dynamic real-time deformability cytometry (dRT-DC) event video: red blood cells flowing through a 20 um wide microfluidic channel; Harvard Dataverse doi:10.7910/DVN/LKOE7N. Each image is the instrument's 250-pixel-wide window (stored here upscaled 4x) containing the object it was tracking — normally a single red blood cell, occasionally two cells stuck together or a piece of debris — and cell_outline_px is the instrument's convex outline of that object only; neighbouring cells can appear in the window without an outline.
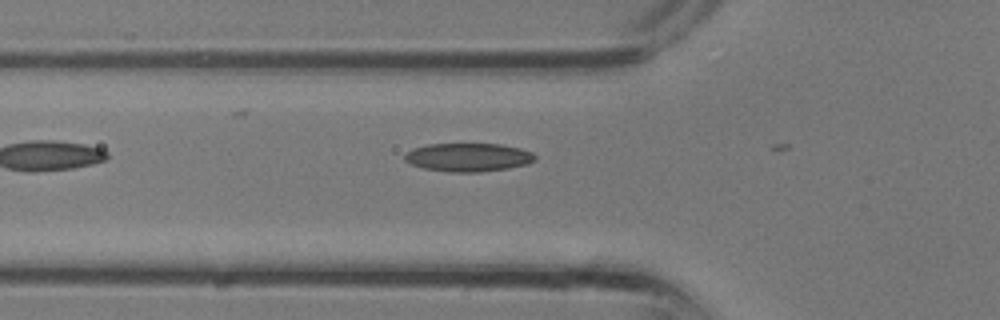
{"species": "common noctule bat (a hibernating species)", "species_latin": "Nyctalus noctula", "temperature_condition": "room temperature", "stored_images_in_passage": 3, "camera_frame_rate_fps": 3000, "um_per_image_px": 0.085, "animal": {"sex": "male", "body_mass_g": 13.3}, "frame": {"image": 1, "passage_image": 3, "time_ms": 0.667, "image_size_px": [1000, 320], "cell_outline_px": [[536, 160], [528, 164], [508, 168], [480, 172], [448, 172], [424, 168], [412, 164], [404, 160], [404, 152], [412, 148], [428, 144], [500, 144], [520, 148], [532, 152], [536, 156]], "centroid_in_image_um": [39.79, 13.37], "position_along_channel_um": 86.0, "area_um2": 21.73}}